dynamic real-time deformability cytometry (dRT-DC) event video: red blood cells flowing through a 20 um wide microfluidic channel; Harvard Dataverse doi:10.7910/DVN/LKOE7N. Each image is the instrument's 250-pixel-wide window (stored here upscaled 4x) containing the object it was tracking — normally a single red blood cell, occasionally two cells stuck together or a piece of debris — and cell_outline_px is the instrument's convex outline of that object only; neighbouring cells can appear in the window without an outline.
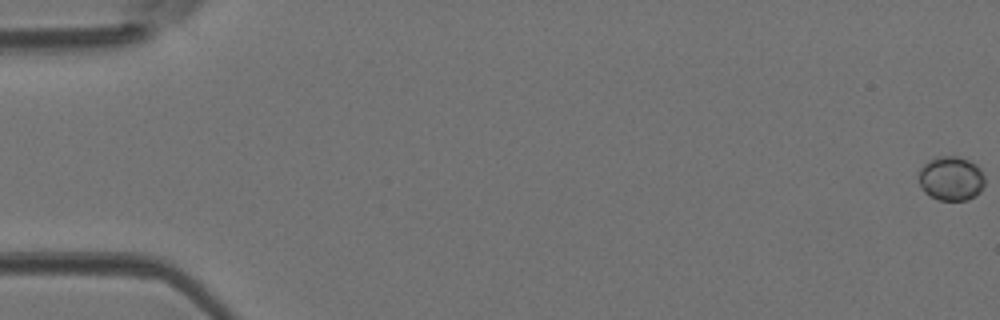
{"species": "Egyptian fruit bat (a non-hibernating species)", "species_latin": "Rousettus aegyptiacus", "temperature_condition": "room temperature", "stored_images_in_passage": 48, "camera_frame_rate_fps": 3000, "um_per_image_px": 0.085, "animal": {"sex": "female"}, "frame": {"image": 1, "passage_image": 1, "time_ms": 0.0, "image_size_px": [1000, 320], "cell_outline_px": [[984, 184], [980, 192], [968, 200], [940, 200], [924, 192], [920, 184], [920, 168], [928, 160], [936, 156], [956, 156], [968, 160], [976, 164], [980, 168], [984, 176]], "centroid_in_image_um": [80.86, 15.16], "position_along_channel_um": 4.1, "area_um2": 16.99}}
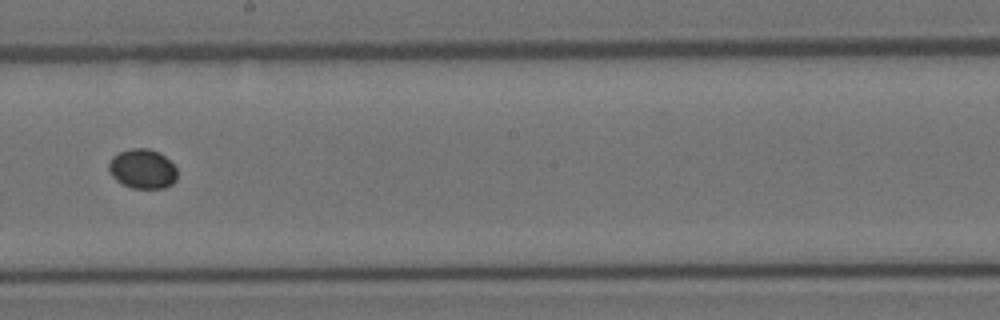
{"frame": {"image": 2, "passage_image": 28, "time_ms": 9.0, "image_size_px": [1000, 320], "cell_outline_px": [[176, 180], [172, 184], [164, 188], [132, 188], [116, 180], [112, 176], [108, 168], [108, 164], [112, 156], [120, 152], [132, 148], [148, 148], [160, 152], [176, 168]], "centroid_in_image_um": [12.1, 14.35], "position_along_channel_um": 236.1, "area_um2": 15.72}}
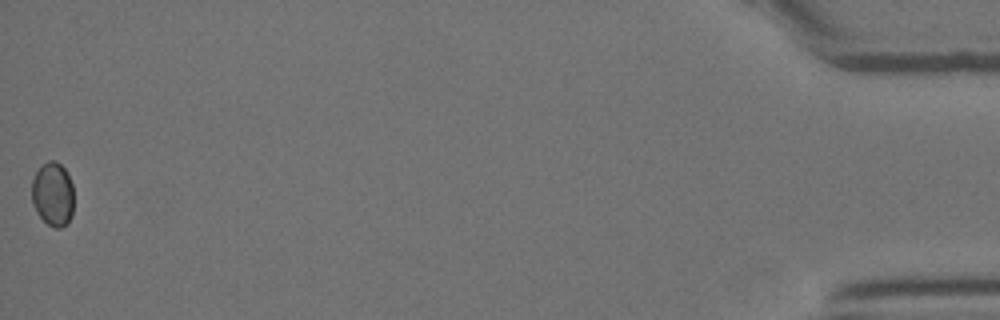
{"frame": {"image": 3, "passage_image": 48, "time_ms": 15.667, "image_size_px": [1000, 320], "cell_outline_px": [[72, 216], [60, 228], [56, 228], [48, 224], [36, 212], [32, 204], [32, 180], [36, 172], [48, 160], [56, 160], [68, 172], [72, 184]], "centroid_in_image_um": [4.48, 16.48], "position_along_channel_um": 430.7, "area_um2": 15.55}}